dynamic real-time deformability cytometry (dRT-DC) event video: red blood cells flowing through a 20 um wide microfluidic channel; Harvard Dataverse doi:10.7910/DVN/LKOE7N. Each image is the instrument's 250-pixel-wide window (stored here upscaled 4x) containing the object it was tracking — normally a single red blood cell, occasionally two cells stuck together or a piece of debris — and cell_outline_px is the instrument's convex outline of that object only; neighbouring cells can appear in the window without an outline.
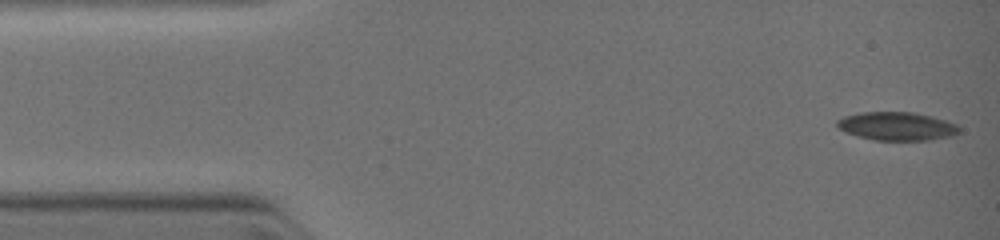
{"species": "common noctule bat (a hibernating species)", "species_latin": "Nyctalus noctula", "temperature_condition": "warm", "stored_images_in_passage": 5, "camera_frame_rate_fps": 3000, "um_per_image_px": 0.085, "animal": {"sex": "female", "body_mass_g": 19.0, "forearm_length_mm": 51.5}, "frame": {"image": 1, "passage_image": 1, "time_ms": 0.0, "image_size_px": [1000, 240], "cell_outline_px": [[960, 128], [956, 132], [944, 136], [924, 140], [876, 140], [860, 136], [848, 132], [840, 128], [836, 124], [836, 120], [848, 116], [864, 112], [912, 112], [944, 120], [956, 124]], "centroid_in_image_um": [76.19, 10.72], "position_along_channel_um": 8.8, "area_um2": 19.31}}
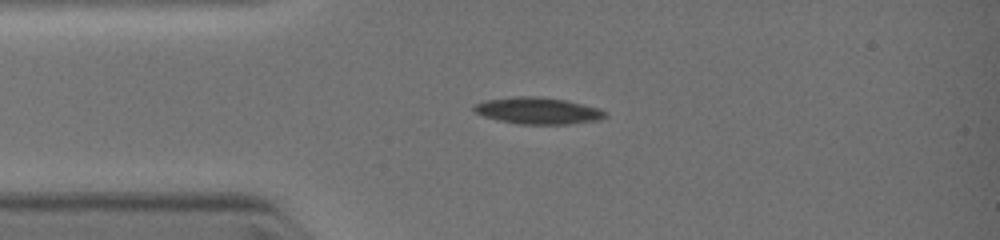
{"frame": {"image": 2, "passage_image": 4, "time_ms": 2.333, "image_size_px": [1000, 240], "cell_outline_px": [[604, 116], [592, 120], [564, 124], [520, 124], [500, 120], [484, 116], [476, 112], [472, 108], [476, 104], [484, 100], [516, 96], [536, 96], [564, 100], [596, 108], [604, 112]], "centroid_in_image_um": [45.6, 9.4], "position_along_channel_um": 39.4, "area_um2": 19.65}}
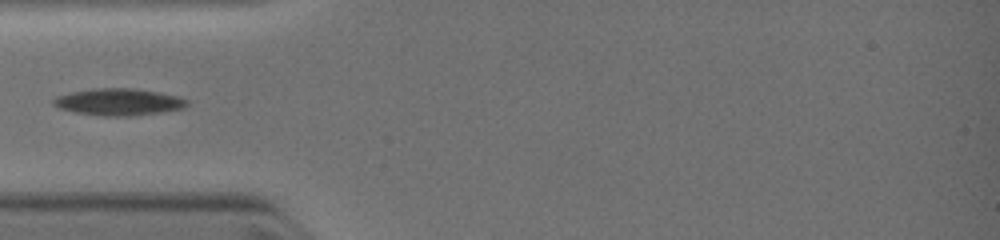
{"frame": {"image": 3, "passage_image": 5, "time_ms": 3.333, "image_size_px": [1000, 240], "cell_outline_px": [[188, 104], [184, 108], [160, 112], [128, 116], [104, 116], [76, 112], [60, 108], [52, 104], [52, 100], [56, 96], [72, 92], [92, 88], [136, 88], [160, 92], [176, 96], [188, 100]], "centroid_in_image_um": [10.08, 8.65], "position_along_channel_um": 74.9, "area_um2": 20.87}}